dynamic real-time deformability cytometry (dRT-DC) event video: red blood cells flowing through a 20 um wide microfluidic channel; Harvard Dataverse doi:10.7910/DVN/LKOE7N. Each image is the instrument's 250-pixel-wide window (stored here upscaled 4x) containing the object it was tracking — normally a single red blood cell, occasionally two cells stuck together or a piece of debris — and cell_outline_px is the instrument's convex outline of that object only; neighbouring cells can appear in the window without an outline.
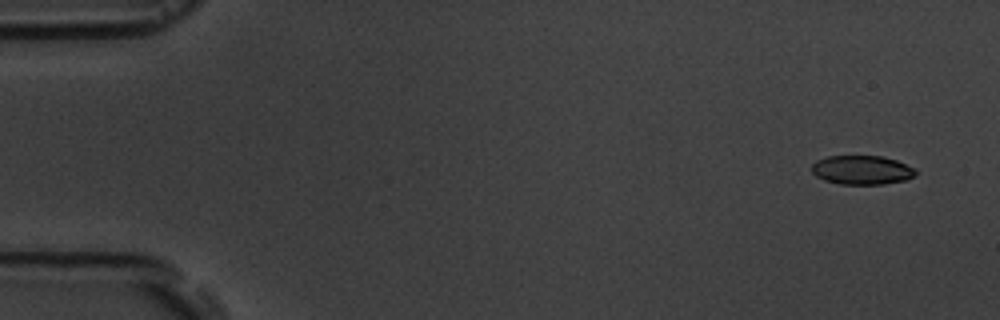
{"species": "common noctule bat (a hibernating species)", "species_latin": "Nyctalus noctula", "temperature_condition": "room temperature", "stored_images_in_passage": 4, "camera_frame_rate_fps": 3000, "um_per_image_px": 0.085, "animal": {"sex": "male", "body_mass_g": 19.5, "forearm_length_mm": 54.6}, "frame": {"image": 1, "passage_image": 1, "time_ms": 0.0, "image_size_px": [1000, 320], "cell_outline_px": [[916, 176], [908, 180], [884, 184], [840, 184], [824, 180], [816, 176], [812, 172], [812, 164], [816, 160], [828, 156], [884, 156], [896, 160], [916, 168]], "centroid_in_image_um": [73.3, 14.45], "position_along_channel_um": 11.7, "area_um2": 17.8}}